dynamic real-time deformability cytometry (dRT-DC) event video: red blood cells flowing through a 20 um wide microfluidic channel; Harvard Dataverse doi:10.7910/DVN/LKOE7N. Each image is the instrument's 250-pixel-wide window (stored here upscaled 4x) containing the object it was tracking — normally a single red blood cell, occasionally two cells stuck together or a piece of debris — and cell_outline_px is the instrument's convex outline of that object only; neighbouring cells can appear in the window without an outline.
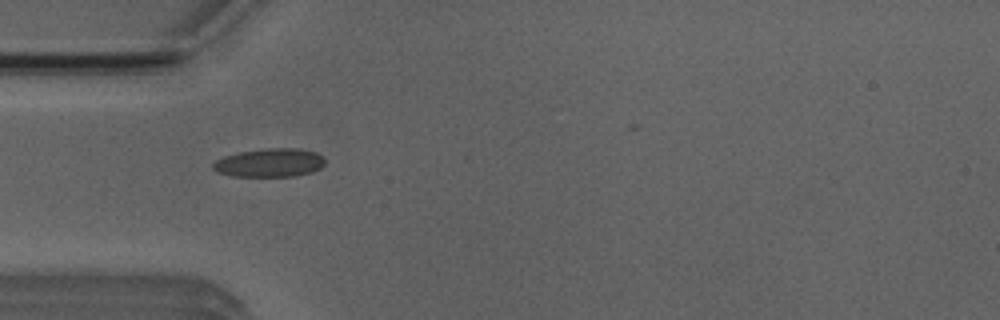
{"species": "Egyptian fruit bat (a non-hibernating species)", "species_latin": "Rousettus aegyptiacus", "temperature_condition": "room temperature", "stored_images_in_passage": 3, "camera_frame_rate_fps": 3000, "um_per_image_px": 0.085, "animal": {"sex": "male"}, "frame": {"image": 1, "passage_image": 1, "time_ms": 0.0, "image_size_px": [1000, 320], "cell_outline_px": [[324, 164], [320, 168], [312, 172], [296, 176], [232, 176], [216, 172], [212, 168], [212, 164], [216, 160], [224, 156], [240, 152], [264, 148], [296, 148], [316, 152], [324, 156]], "centroid_in_image_um": [22.92, 13.83], "position_along_channel_um": 62.1, "area_um2": 18.73}}